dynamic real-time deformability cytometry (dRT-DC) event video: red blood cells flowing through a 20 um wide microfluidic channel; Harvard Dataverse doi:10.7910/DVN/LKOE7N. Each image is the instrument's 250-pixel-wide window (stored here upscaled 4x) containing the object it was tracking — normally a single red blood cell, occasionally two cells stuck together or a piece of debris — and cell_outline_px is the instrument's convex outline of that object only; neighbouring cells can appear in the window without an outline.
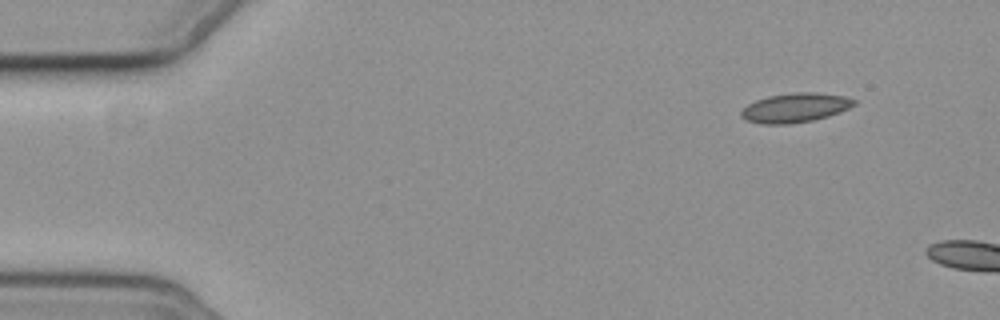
{"species": "common noctule bat (a hibernating species)", "species_latin": "Nyctalus noctula", "temperature_condition": "cold", "stored_images_in_passage": 3, "camera_frame_rate_fps": 3000, "um_per_image_px": 0.085, "animal": {"sex": "female", "body_mass_g": 19.3, "forearm_length_mm": 54.1}, "frame": {"image": 1, "passage_image": 1, "time_ms": 0.0, "image_size_px": [1000, 320], "cell_outline_px": [[856, 104], [840, 112], [828, 116], [812, 120], [788, 124], [760, 124], [744, 120], [740, 116], [740, 112], [748, 104], [756, 100], [768, 96], [792, 92], [816, 92], [844, 96], [856, 100]], "centroid_in_image_um": [67.56, 9.16], "position_along_channel_um": 17.4, "area_um2": 19.36}}